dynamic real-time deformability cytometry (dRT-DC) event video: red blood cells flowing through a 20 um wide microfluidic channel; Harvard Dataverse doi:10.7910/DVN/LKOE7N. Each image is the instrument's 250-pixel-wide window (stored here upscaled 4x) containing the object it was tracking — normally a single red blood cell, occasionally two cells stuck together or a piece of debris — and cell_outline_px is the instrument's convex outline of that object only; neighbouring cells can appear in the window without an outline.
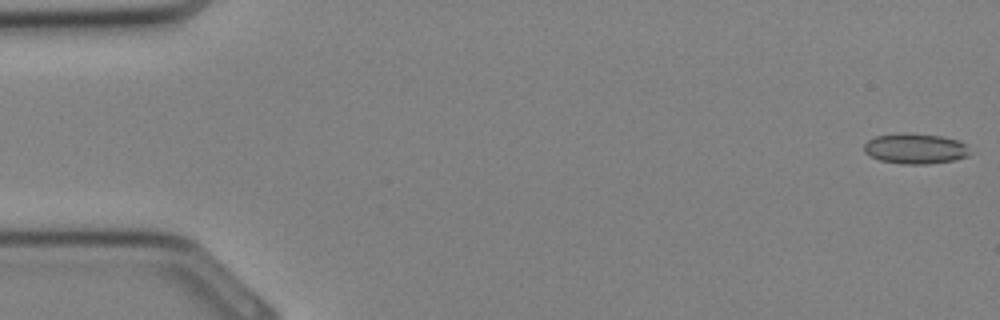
{"species": "Egyptian fruit bat (a non-hibernating species)", "species_latin": "Rousettus aegyptiacus", "temperature_condition": "cold", "stored_images_in_passage": 33, "camera_frame_rate_fps": 3000, "um_per_image_px": 0.085, "animal": {"sex": "female"}, "frame": {"image": 1, "passage_image": 1, "time_ms": 0.0, "image_size_px": [1000, 320], "cell_outline_px": [[968, 156], [956, 160], [928, 164], [900, 164], [880, 160], [864, 152], [864, 144], [868, 140], [876, 136], [896, 132], [904, 132], [940, 136], [960, 140], [968, 144]], "centroid_in_image_um": [77.81, 12.62], "position_along_channel_um": 7.2, "area_um2": 19.02}}
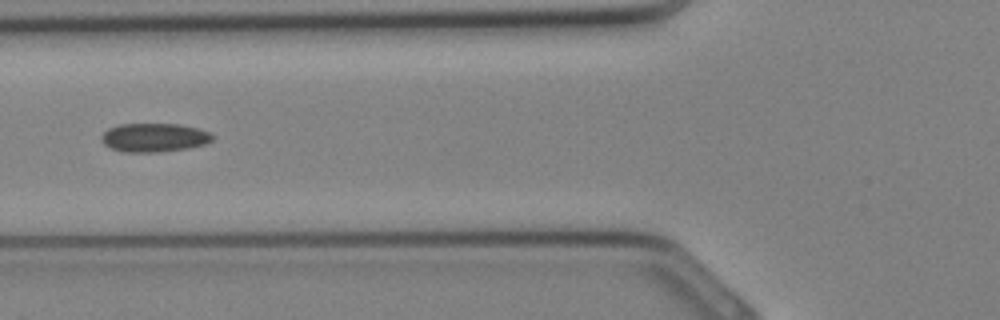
{"frame": {"image": 2, "passage_image": 13, "time_ms": 4.0, "image_size_px": [1000, 320], "cell_outline_px": [[216, 136], [212, 140], [204, 144], [188, 148], [156, 152], [124, 152], [112, 148], [104, 144], [100, 140], [100, 136], [108, 128], [120, 124], [180, 124], [212, 132]], "centroid_in_image_um": [13.11, 11.68], "position_along_channel_um": 112.7, "area_um2": 18.67}}
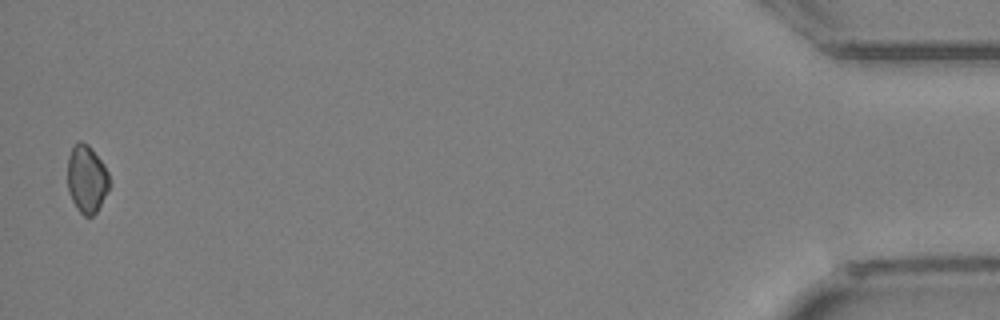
{"frame": {"image": 3, "passage_image": 33, "time_ms": 10.667, "image_size_px": [1000, 320], "cell_outline_px": [[112, 184], [96, 212], [92, 216], [84, 216], [76, 208], [68, 192], [68, 156], [72, 148], [80, 140], [88, 144], [92, 148], [104, 164], [108, 172]], "centroid_in_image_um": [7.39, 15.21], "position_along_channel_um": 427.8, "area_um2": 16.7}}